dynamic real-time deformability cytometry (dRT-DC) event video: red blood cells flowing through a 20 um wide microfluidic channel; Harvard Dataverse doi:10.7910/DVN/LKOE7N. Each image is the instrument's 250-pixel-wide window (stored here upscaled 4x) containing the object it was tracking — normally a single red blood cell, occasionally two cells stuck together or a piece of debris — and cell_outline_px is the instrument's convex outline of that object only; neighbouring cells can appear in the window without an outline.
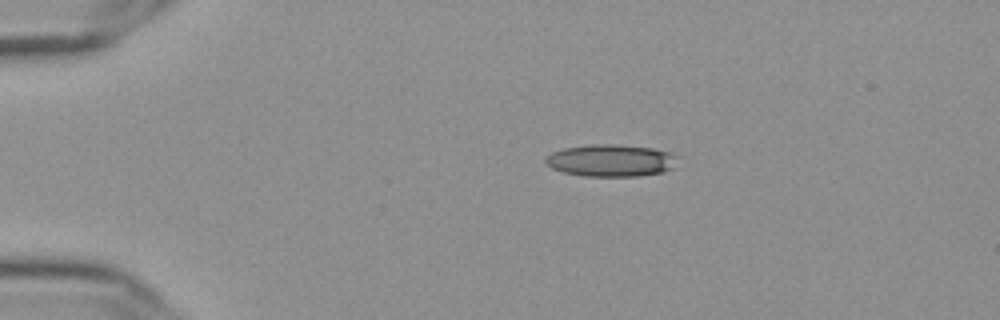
{"species": "Egyptian fruit bat (a non-hibernating species)", "species_latin": "Rousettus aegyptiacus", "temperature_condition": "cold", "stored_images_in_passage": 46, "camera_frame_rate_fps": 3000, "um_per_image_px": 0.085, "frame": {"image": 1, "passage_image": 1, "time_ms": 0.0, "image_size_px": [1000, 320], "cell_outline_px": [[676, 156], [672, 168], [664, 172], [640, 176], [584, 176], [564, 172], [552, 168], [544, 160], [544, 156], [552, 152], [564, 148], [592, 144], [612, 144], [652, 148], [668, 152]], "centroid_in_image_um": [51.89, 13.64], "position_along_channel_um": 33.1, "area_um2": 24.57}}
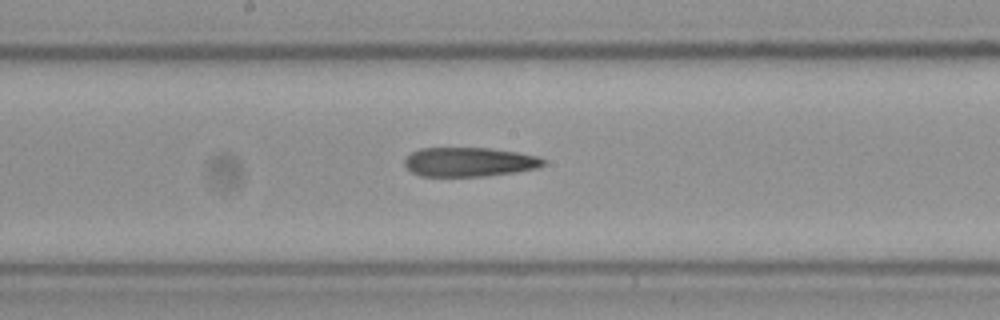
{"frame": {"image": 2, "passage_image": 20, "time_ms": 6.333, "image_size_px": [1000, 320], "cell_outline_px": [[544, 164], [536, 168], [516, 172], [484, 176], [420, 176], [412, 172], [404, 164], [404, 160], [412, 152], [420, 148], [488, 148], [516, 152], [536, 156], [544, 160]], "centroid_in_image_um": [39.85, 13.77], "position_along_channel_um": 208.3, "area_um2": 23.41}}
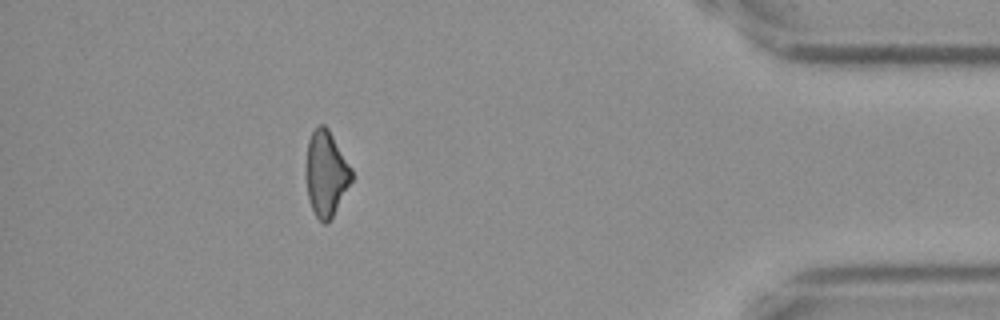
{"frame": {"image": 3, "passage_image": 40, "time_ms": 13.0, "image_size_px": [1000, 320], "cell_outline_px": [[352, 180], [328, 224], [324, 224], [316, 216], [312, 208], [308, 196], [304, 172], [308, 140], [312, 132], [320, 124], [324, 124], [328, 128], [352, 168]], "centroid_in_image_um": [27.69, 14.74], "position_along_channel_um": 407.5, "area_um2": 22.77}}